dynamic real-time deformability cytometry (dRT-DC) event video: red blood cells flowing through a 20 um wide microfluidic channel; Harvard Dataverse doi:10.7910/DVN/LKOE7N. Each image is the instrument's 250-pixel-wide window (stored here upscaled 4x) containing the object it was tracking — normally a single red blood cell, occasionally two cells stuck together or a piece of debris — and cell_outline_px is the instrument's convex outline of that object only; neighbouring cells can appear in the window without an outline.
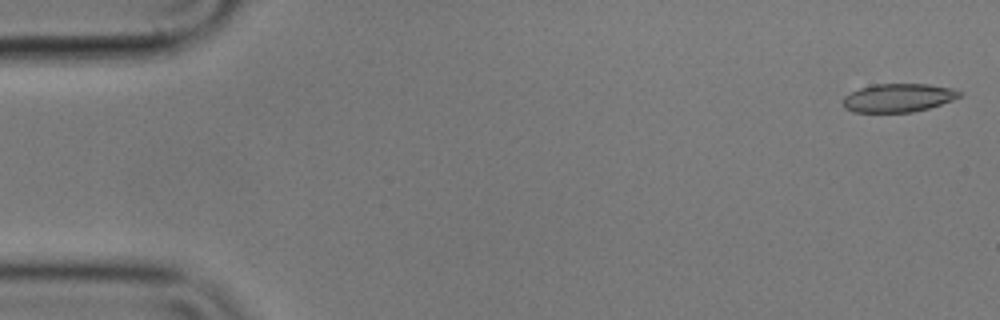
{"species": "common noctule bat (a hibernating species)", "species_latin": "Nyctalus noctula", "temperature_condition": "cold", "stored_images_in_passage": 56, "camera_frame_rate_fps": 3000, "um_per_image_px": 0.085, "animal": {"sex": "male", "body_mass_g": 17.9}, "frame": {"image": 1, "passage_image": 2, "time_ms": 0.333, "image_size_px": [1000, 320], "cell_outline_px": [[960, 96], [952, 100], [928, 108], [912, 112], [856, 112], [844, 108], [844, 96], [860, 88], [872, 84], [928, 84], [952, 88], [960, 92]], "centroid_in_image_um": [76.34, 8.31], "position_along_channel_um": 8.7, "area_um2": 19.07}}
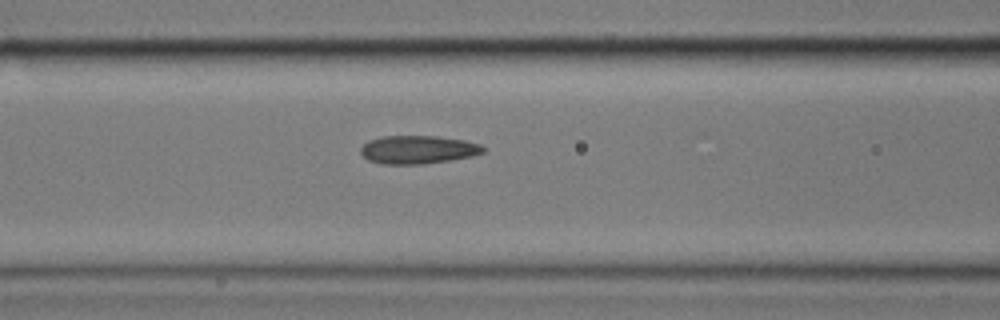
{"frame": {"image": 2, "passage_image": 23, "time_ms": 7.333, "image_size_px": [1000, 320], "cell_outline_px": [[488, 148], [484, 152], [472, 156], [424, 164], [380, 164], [368, 160], [360, 152], [360, 148], [368, 140], [380, 136], [436, 136], [464, 140], [480, 144]], "centroid_in_image_um": [35.52, 12.71], "position_along_channel_um": 131.1, "area_um2": 20.29}}
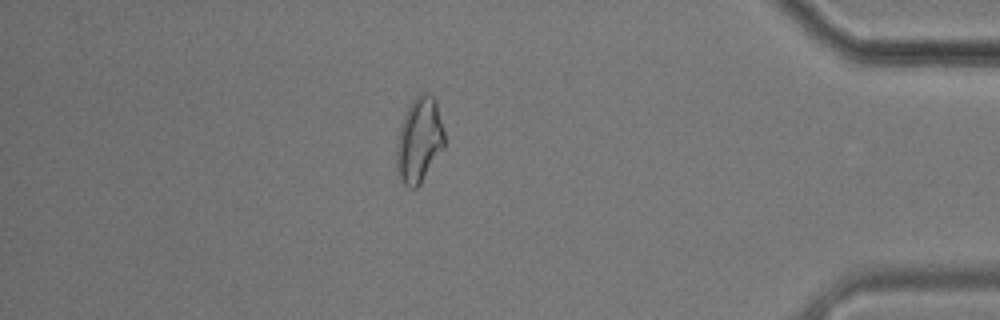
{"frame": {"image": 3, "passage_image": 49, "time_ms": 16.0, "image_size_px": [1000, 320], "cell_outline_px": [[444, 148], [420, 184], [416, 188], [408, 188], [400, 180], [396, 172], [396, 144], [400, 128], [404, 116], [412, 100], [420, 92], [428, 92], [436, 100], [444, 132]], "centroid_in_image_um": [35.62, 11.92], "position_along_channel_um": 399.6, "area_um2": 23.93}, "authors_computed_cell_mechanics": {"area_um2": 20.23, "velocity_mm_per_s": 3.5455, "shape_relaxation_time_tau1_ms": 7.6496, "shape_relaxation_time_tau2_ms": 2.5037, "deformation_change_tau1": 0.1494, "deformation_change_tau2": 0.0915}}